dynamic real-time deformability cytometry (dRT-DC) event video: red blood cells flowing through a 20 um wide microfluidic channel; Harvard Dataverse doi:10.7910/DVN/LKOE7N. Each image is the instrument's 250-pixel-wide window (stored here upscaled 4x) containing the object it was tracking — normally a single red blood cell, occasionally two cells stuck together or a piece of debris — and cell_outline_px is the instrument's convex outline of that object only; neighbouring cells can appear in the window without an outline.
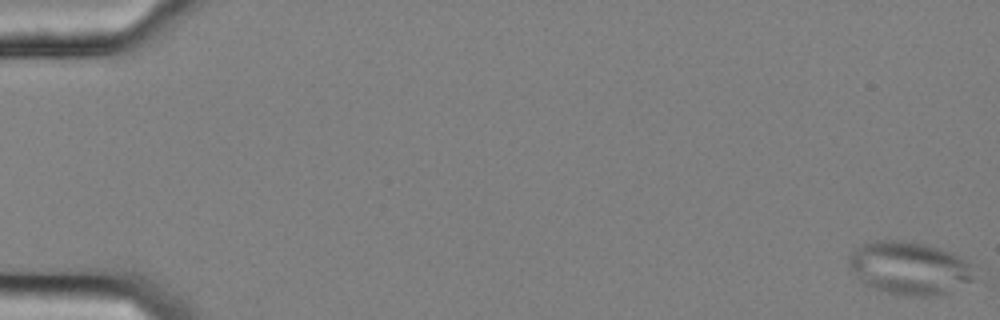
{"species": "common noctule bat (a hibernating species)", "species_latin": "Nyctalus noctula", "temperature_condition": "cold", "stored_images_in_passage": 58, "camera_frame_rate_fps": 3000, "um_per_image_px": 0.085, "animal": {"sex": "female", "body_mass_g": 25.1}, "frame": {"image": 1, "passage_image": 1, "time_ms": 0.0, "image_size_px": [1000, 320], "cell_outline_px": [[972, 280], [948, 292], [932, 296], [912, 296], [888, 292], [864, 284], [860, 280], [848, 264], [848, 256], [856, 248], [864, 244], [876, 240], [896, 240], [924, 244], [948, 252], [972, 264]], "centroid_in_image_um": [77.26, 22.79], "position_along_channel_um": 7.7, "area_um2": 37.86}}
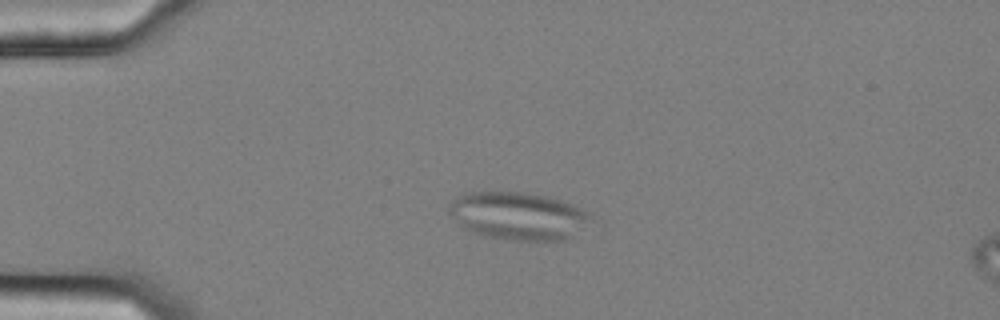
{"frame": {"image": 2, "passage_image": 15, "time_ms": 4.667, "image_size_px": [1000, 320], "cell_outline_px": [[592, 212], [580, 228], [568, 240], [508, 240], [488, 236], [472, 232], [464, 228], [448, 212], [448, 204], [456, 196], [464, 192], [524, 192], [552, 196]], "centroid_in_image_um": [44.0, 18.32], "position_along_channel_um": 41.0, "area_um2": 39.36}}
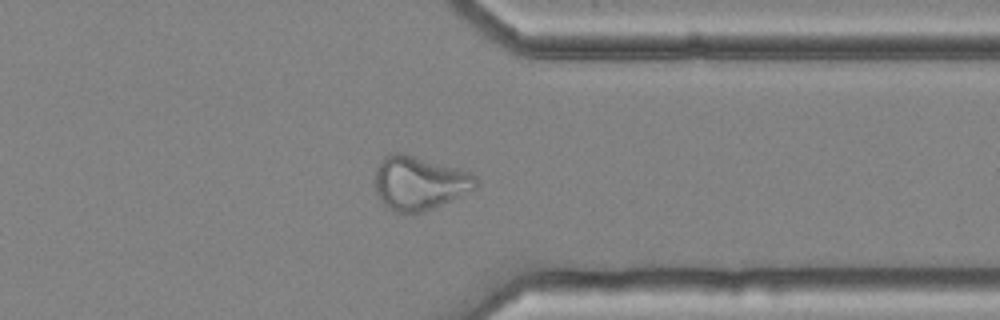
{"frame": {"image": 3, "passage_image": 46, "time_ms": 15.0, "image_size_px": [1000, 320], "cell_outline_px": [[480, 184], [476, 188], [460, 196], [432, 208], [420, 212], [396, 212], [388, 208], [376, 196], [376, 168], [384, 156], [392, 152], [400, 152], [460, 168], [476, 176], [480, 180]], "centroid_in_image_um": [35.66, 15.53], "position_along_channel_um": 375.7, "area_um2": 31.62}}